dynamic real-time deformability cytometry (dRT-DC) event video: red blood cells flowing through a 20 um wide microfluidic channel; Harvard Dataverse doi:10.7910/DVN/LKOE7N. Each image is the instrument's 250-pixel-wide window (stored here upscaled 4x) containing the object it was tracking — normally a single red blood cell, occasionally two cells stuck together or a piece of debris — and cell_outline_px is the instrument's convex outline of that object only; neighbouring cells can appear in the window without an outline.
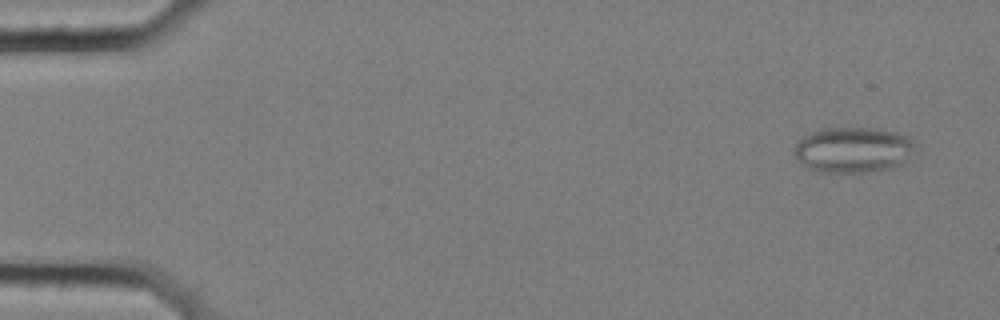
{"species": "common noctule bat (a hibernating species)", "species_latin": "Nyctalus noctula", "temperature_condition": "cold", "stored_images_in_passage": 5, "camera_frame_rate_fps": 3000, "um_per_image_px": 0.085, "animal": {"sex": "female", "body_mass_g": 25.1}, "frame": {"image": 1, "passage_image": 5, "time_ms": 1.333, "image_size_px": [1000, 320], "cell_outline_px": [[916, 144], [908, 160], [900, 164], [888, 168], [868, 172], [820, 172], [808, 168], [796, 160], [796, 140], [800, 136], [824, 128], [880, 128], [912, 136]], "centroid_in_image_um": [72.53, 12.72], "position_along_channel_um": 12.5, "area_um2": 32.48}}